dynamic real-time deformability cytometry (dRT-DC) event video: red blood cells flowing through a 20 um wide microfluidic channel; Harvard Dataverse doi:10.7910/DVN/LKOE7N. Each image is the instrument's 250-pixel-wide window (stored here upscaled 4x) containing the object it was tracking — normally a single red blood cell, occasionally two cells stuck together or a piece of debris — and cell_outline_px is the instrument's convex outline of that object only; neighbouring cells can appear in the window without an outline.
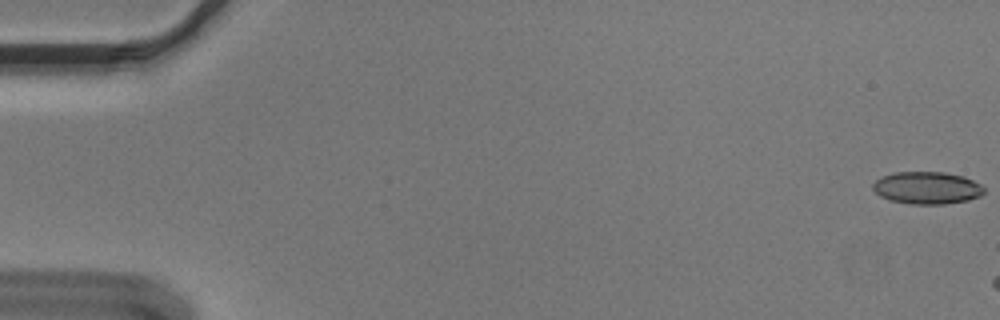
{"species": "Egyptian fruit bat (a non-hibernating species)", "species_latin": "Rousettus aegyptiacus", "temperature_condition": "cold", "stored_images_in_passage": 7, "camera_frame_rate_fps": 3000, "um_per_image_px": 0.085, "animal": {"sex": "male"}, "frame": {"image": 1, "passage_image": 1, "time_ms": 0.0, "image_size_px": [1000, 320], "cell_outline_px": [[984, 192], [980, 196], [968, 200], [944, 204], [912, 204], [888, 200], [880, 196], [872, 188], [872, 184], [880, 176], [892, 172], [944, 172], [964, 176], [980, 184], [984, 188]], "centroid_in_image_um": [78.77, 15.96], "position_along_channel_um": 6.2, "area_um2": 21.1}}